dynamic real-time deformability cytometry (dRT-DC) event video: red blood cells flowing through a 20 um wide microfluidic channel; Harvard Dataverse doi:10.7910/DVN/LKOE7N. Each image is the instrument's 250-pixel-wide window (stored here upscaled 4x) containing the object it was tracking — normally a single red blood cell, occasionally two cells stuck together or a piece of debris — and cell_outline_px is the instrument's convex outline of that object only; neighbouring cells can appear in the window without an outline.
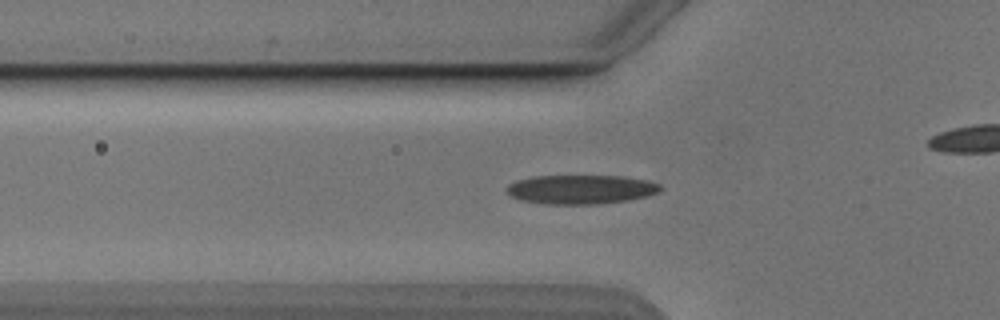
{"species": "Egyptian fruit bat (a non-hibernating species)", "species_latin": "Rousettus aegyptiacus", "temperature_condition": "cold", "stored_images_in_passage": 45, "camera_frame_rate_fps": 3000, "um_per_image_px": 0.085, "animal": {"sex": "male"}, "frame": {"image": 1, "passage_image": 18, "time_ms": 5.667, "image_size_px": [1000, 320], "cell_outline_px": [[660, 192], [648, 196], [628, 200], [600, 204], [544, 204], [520, 200], [512, 196], [504, 188], [508, 184], [516, 180], [532, 176], [624, 176], [648, 180], [660, 184]], "centroid_in_image_um": [49.37, 16.1], "position_along_channel_um": 76.4, "area_um2": 26.3}}
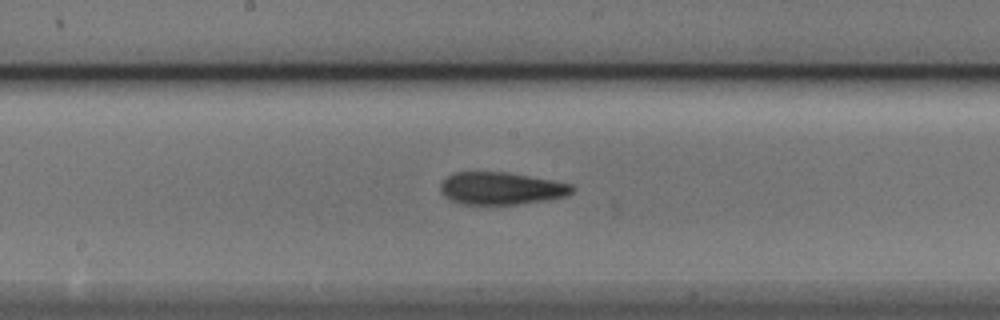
{"frame": {"image": 2, "passage_image": 28, "time_ms": 9.0, "image_size_px": [1000, 320], "cell_outline_px": [[576, 188], [568, 196], [548, 200], [516, 204], [460, 204], [444, 196], [440, 192], [440, 184], [452, 172], [508, 172], [552, 180], [572, 184]], "centroid_in_image_um": [42.62, 16.01], "position_along_channel_um": 205.6, "area_um2": 25.03}}
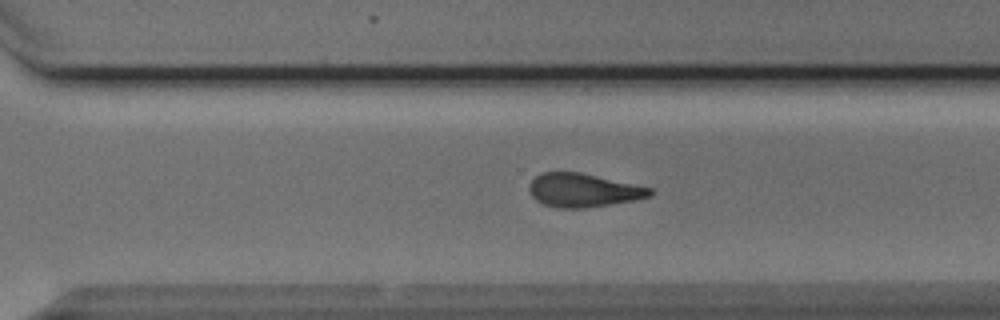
{"frame": {"image": 3, "passage_image": 37, "time_ms": 12.0, "image_size_px": [1000, 320], "cell_outline_px": [[652, 196], [636, 200], [584, 208], [556, 208], [544, 204], [536, 200], [528, 192], [528, 184], [540, 172], [580, 172], [652, 188]], "centroid_in_image_um": [49.54, 16.17], "position_along_channel_um": 321.1, "area_um2": 23.7}}